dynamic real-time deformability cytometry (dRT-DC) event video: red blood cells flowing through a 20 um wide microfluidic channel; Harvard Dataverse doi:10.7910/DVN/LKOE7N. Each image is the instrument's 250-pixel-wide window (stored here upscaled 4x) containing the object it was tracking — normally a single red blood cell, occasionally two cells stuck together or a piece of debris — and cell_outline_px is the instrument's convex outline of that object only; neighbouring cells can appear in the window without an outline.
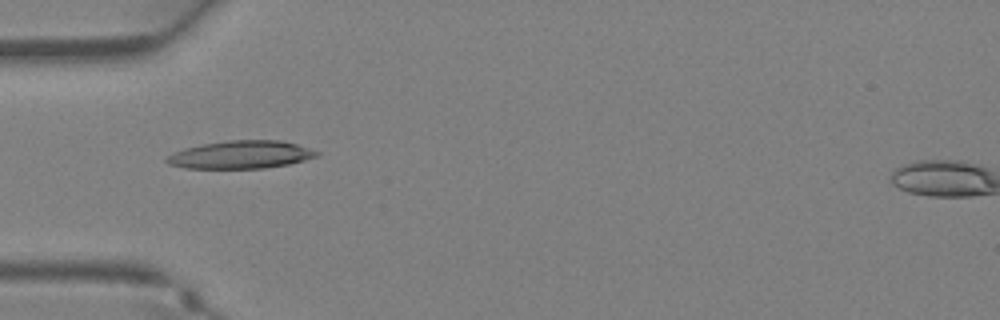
{"species": "Egyptian fruit bat (a non-hibernating species)", "species_latin": "Rousettus aegyptiacus", "temperature_condition": "warm", "stored_images_in_passage": 37, "camera_frame_rate_fps": 3000, "um_per_image_px": 0.085, "animal": {"sex": "female"}, "frame": {"image": 1, "passage_image": 12, "time_ms": 3.667, "image_size_px": [1000, 320], "cell_outline_px": [[320, 152], [316, 156], [304, 160], [288, 164], [264, 168], [184, 168], [168, 164], [164, 160], [172, 152], [204, 144], [228, 140], [280, 140], [296, 144]], "centroid_in_image_um": [20.45, 13.15], "position_along_channel_um": 64.5, "area_um2": 24.1}}
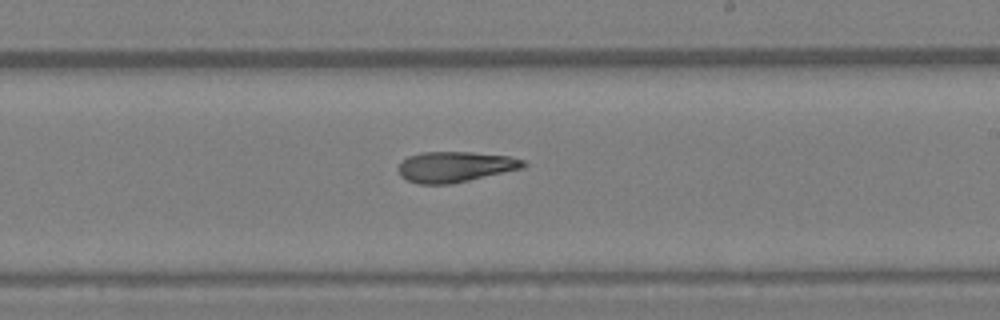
{"frame": {"image": 2, "passage_image": 22, "time_ms": 7.0, "image_size_px": [1000, 320], "cell_outline_px": [[528, 164], [524, 168], [452, 184], [420, 184], [408, 180], [400, 176], [396, 168], [408, 156], [420, 152], [472, 152], [508, 156], [524, 160]], "centroid_in_image_um": [38.69, 14.18], "position_along_channel_um": 250.3, "area_um2": 22.43}}
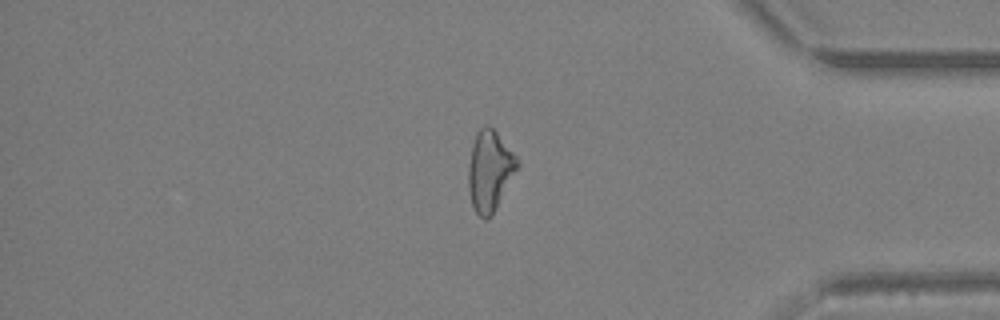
{"frame": {"image": 3, "passage_image": 31, "time_ms": 10.0, "image_size_px": [1000, 320], "cell_outline_px": [[520, 164], [492, 216], [484, 220], [476, 212], [472, 204], [468, 188], [468, 168], [472, 144], [476, 132], [484, 124], [488, 124], [496, 132], [520, 160]], "centroid_in_image_um": [41.63, 14.51], "position_along_channel_um": 393.6, "area_um2": 23.0}}